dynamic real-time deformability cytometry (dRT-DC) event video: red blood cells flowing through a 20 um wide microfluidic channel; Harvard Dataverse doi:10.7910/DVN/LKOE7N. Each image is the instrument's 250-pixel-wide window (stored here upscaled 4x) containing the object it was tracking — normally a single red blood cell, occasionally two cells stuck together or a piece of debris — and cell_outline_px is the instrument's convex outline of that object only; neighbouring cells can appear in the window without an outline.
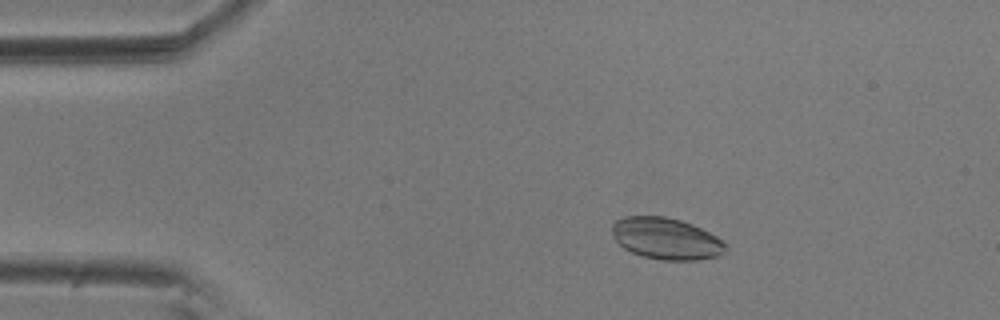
{"species": "common noctule bat (a hibernating species)", "species_latin": "Nyctalus noctula", "temperature_condition": "room temperature", "stored_images_in_passage": 56, "camera_frame_rate_fps": 3000, "um_per_image_px": 0.085, "animal": {"sex": "male", "body_mass_g": 20.5, "forearm_length_mm": 52.5}, "frame": {"image": 1, "passage_image": 10, "time_ms": 3.0, "image_size_px": [1000, 320], "cell_outline_px": [[724, 252], [716, 256], [696, 260], [660, 260], [644, 256], [632, 252], [624, 248], [616, 240], [612, 232], [612, 224], [616, 220], [624, 216], [664, 216], [680, 220], [692, 224], [716, 236], [724, 244]], "centroid_in_image_um": [56.58, 20.27], "position_along_channel_um": 28.4, "area_um2": 27.17}}
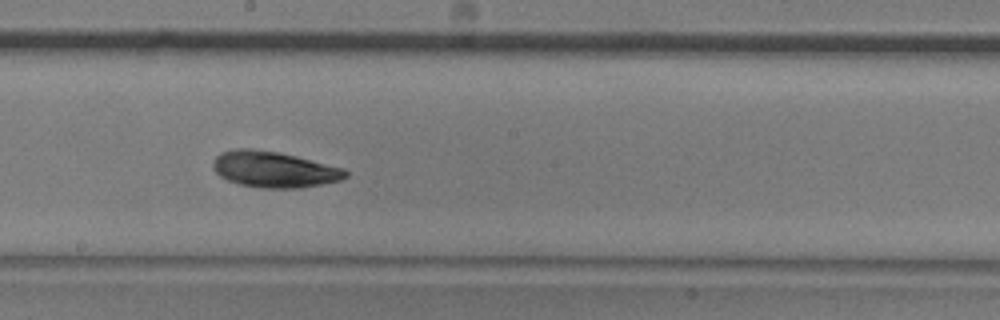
{"frame": {"image": 2, "passage_image": 31, "time_ms": 10.0, "image_size_px": [1000, 320], "cell_outline_px": [[348, 176], [340, 180], [300, 188], [260, 188], [240, 184], [228, 180], [220, 176], [216, 172], [212, 164], [216, 156], [220, 152], [236, 148], [252, 148], [280, 152], [344, 168], [348, 172]], "centroid_in_image_um": [23.28, 14.39], "position_along_channel_um": 224.9, "area_um2": 27.86}}
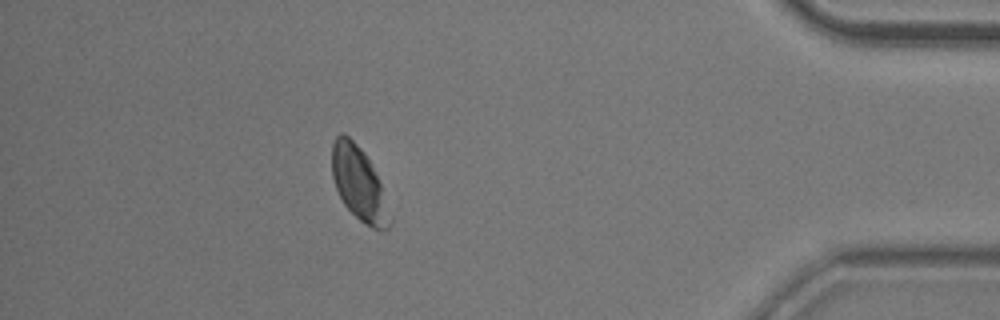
{"frame": {"image": 3, "passage_image": 50, "time_ms": 16.333, "image_size_px": [1000, 320], "cell_outline_px": [[392, 220], [388, 228], [384, 232], [380, 232], [364, 224], [344, 204], [336, 188], [332, 176], [332, 144], [336, 136], [340, 132], [344, 132], [364, 152], [380, 184]], "centroid_in_image_um": [30.49, 15.64], "position_along_channel_um": 404.7, "area_um2": 24.51}}